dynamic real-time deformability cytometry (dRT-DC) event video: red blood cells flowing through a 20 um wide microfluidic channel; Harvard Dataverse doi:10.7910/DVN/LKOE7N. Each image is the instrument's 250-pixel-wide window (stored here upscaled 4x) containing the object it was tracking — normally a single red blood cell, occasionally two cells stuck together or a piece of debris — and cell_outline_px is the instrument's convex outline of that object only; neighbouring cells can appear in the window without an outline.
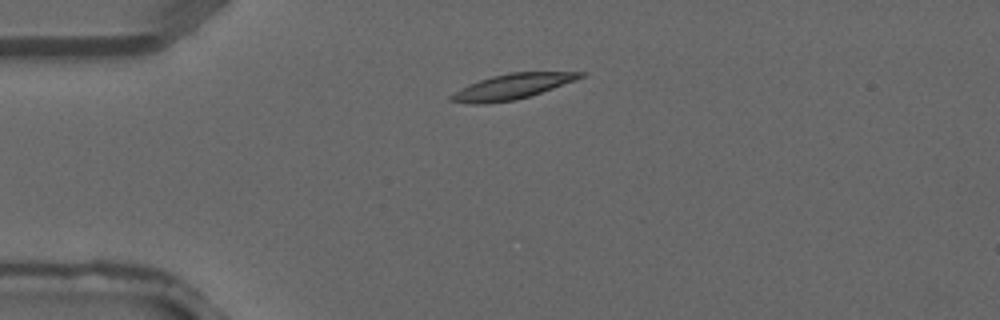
{"species": "common noctule bat (a hibernating species)", "species_latin": "Nyctalus noctula", "temperature_condition": "warm", "stored_images_in_passage": 3, "camera_frame_rate_fps": 3000, "um_per_image_px": 0.085, "animal": {"sex": "male", "forearm_length_mm": 52.5}, "frame": {"image": 1, "passage_image": 3, "time_ms": 0.667, "image_size_px": [1000, 320], "cell_outline_px": [[588, 72], [584, 76], [576, 80], [516, 100], [484, 104], [472, 104], [448, 100], [448, 96], [460, 88], [468, 84], [492, 76], [508, 72]], "centroid_in_image_um": [43.48, 7.36], "position_along_channel_um": 41.5, "area_um2": 18.96}}